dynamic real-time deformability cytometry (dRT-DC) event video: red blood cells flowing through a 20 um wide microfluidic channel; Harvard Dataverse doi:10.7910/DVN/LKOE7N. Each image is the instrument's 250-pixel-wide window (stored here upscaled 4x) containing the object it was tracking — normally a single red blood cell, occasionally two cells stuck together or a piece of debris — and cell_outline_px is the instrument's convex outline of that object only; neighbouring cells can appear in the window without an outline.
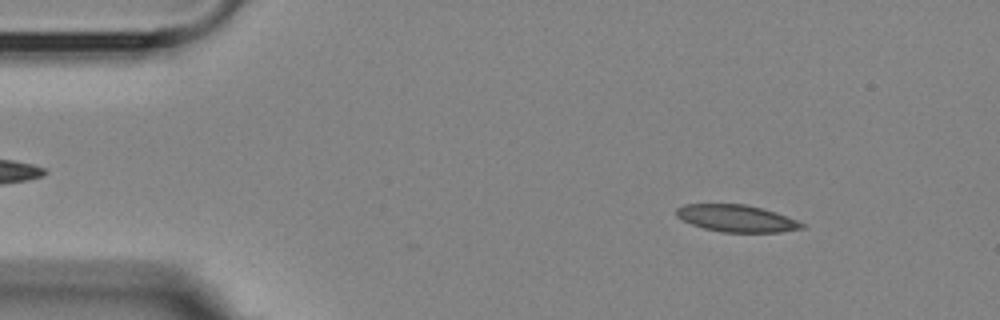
{"species": "Egyptian fruit bat (a non-hibernating species)", "species_latin": "Rousettus aegyptiacus", "temperature_condition": "room temperature", "stored_images_in_passage": 3, "camera_frame_rate_fps": 3000, "um_per_image_px": 0.085, "animal": {"sex": "female"}, "frame": {"image": 1, "passage_image": 1, "time_ms": 0.0, "image_size_px": [1000, 320], "cell_outline_px": [[804, 228], [780, 232], [724, 232], [704, 228], [692, 224], [676, 216], [676, 208], [684, 204], [744, 204], [776, 212], [796, 220], [804, 224]], "centroid_in_image_um": [62.59, 18.56], "position_along_channel_um": 22.4, "area_um2": 19.54}}